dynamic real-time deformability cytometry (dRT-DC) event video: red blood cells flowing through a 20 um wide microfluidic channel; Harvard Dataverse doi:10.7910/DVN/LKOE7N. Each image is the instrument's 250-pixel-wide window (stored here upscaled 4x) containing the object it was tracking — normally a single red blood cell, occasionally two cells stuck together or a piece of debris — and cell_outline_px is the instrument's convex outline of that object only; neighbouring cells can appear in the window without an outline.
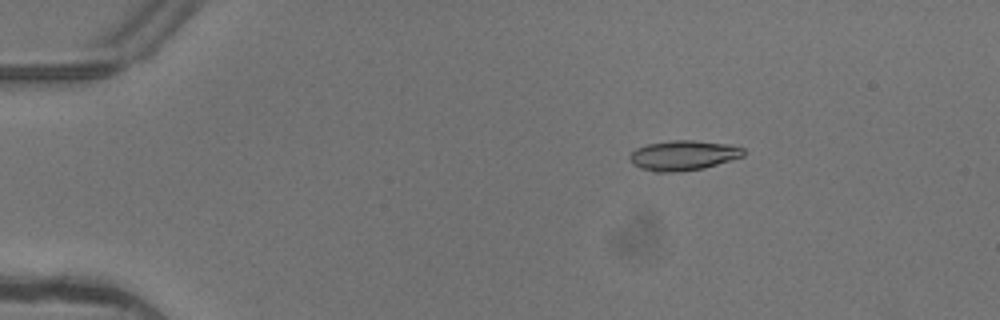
{"species": "common noctule bat (a hibernating species)", "species_latin": "Nyctalus noctula", "temperature_condition": "warm", "stored_images_in_passage": 4, "camera_frame_rate_fps": 3000, "um_per_image_px": 0.085, "animal": {"sex": "female"}, "frame": {"image": 1, "passage_image": 3, "time_ms": 0.667, "image_size_px": [1000, 320], "cell_outline_px": [[744, 156], [704, 168], [680, 172], [656, 172], [640, 168], [632, 164], [628, 156], [636, 148], [648, 144], [672, 140], [692, 140], [724, 144], [744, 148]], "centroid_in_image_um": [58.04, 13.22], "position_along_channel_um": 27.0, "area_um2": 19.77}}